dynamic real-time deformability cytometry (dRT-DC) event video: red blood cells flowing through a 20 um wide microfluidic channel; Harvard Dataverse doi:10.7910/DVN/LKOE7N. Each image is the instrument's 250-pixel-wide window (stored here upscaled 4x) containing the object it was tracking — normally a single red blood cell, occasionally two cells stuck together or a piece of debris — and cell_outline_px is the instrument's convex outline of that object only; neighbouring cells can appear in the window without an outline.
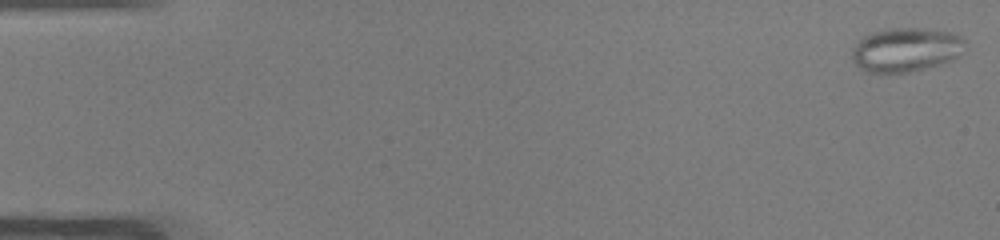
{"species": "common noctule bat (a hibernating species)", "species_latin": "Nyctalus noctula", "temperature_condition": "warm", "stored_images_in_passage": 50, "camera_frame_rate_fps": 3000, "um_per_image_px": 0.085, "animal": {"sex": "male", "body_mass_g": 19.0, "forearm_length_mm": 50.8}, "frame": {"image": 1, "passage_image": 1, "time_ms": 0.0, "image_size_px": [1000, 240], "cell_outline_px": [[964, 40], [956, 56], [952, 60], [940, 64], [908, 72], [860, 72], [852, 60], [852, 48], [864, 36], [872, 32], [884, 28], [924, 28], [948, 32], [960, 36]], "centroid_in_image_um": [76.9, 4.23], "position_along_channel_um": 8.1, "area_um2": 28.78}}
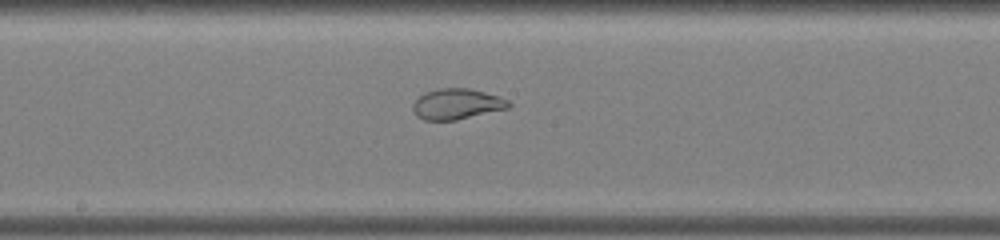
{"frame": {"image": 2, "passage_image": 27, "time_ms": 8.667, "image_size_px": [1000, 240], "cell_outline_px": [[512, 104], [508, 108], [456, 120], [424, 120], [416, 116], [412, 108], [412, 104], [424, 92], [440, 88], [468, 88], [484, 92], [508, 100]], "centroid_in_image_um": [38.8, 8.84], "position_along_channel_um": 209.4, "area_um2": 16.99}}
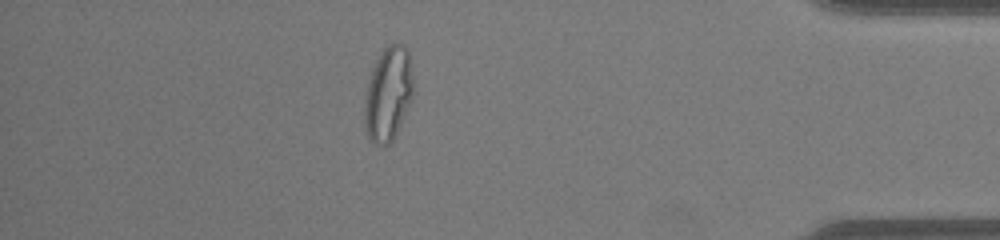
{"frame": {"image": 3, "passage_image": 44, "time_ms": 14.333, "image_size_px": [1000, 240], "cell_outline_px": [[412, 96], [400, 124], [392, 140], [388, 144], [372, 144], [368, 136], [364, 120], [364, 100], [372, 68], [376, 60], [384, 48], [388, 44], [400, 44], [408, 48], [412, 76]], "centroid_in_image_um": [32.97, 7.97], "position_along_channel_um": 402.2, "area_um2": 26.24}}